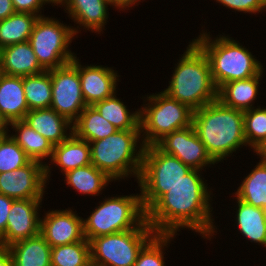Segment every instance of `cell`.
Returning <instances> with one entry per match:
<instances>
[{"label": "cell", "mask_w": 266, "mask_h": 266, "mask_svg": "<svg viewBox=\"0 0 266 266\" xmlns=\"http://www.w3.org/2000/svg\"><path fill=\"white\" fill-rule=\"evenodd\" d=\"M200 171L192 169L146 211V221L156 234L177 235L186 228L211 240L217 233L211 214L212 191Z\"/></svg>", "instance_id": "6da1fadb"}, {"label": "cell", "mask_w": 266, "mask_h": 266, "mask_svg": "<svg viewBox=\"0 0 266 266\" xmlns=\"http://www.w3.org/2000/svg\"><path fill=\"white\" fill-rule=\"evenodd\" d=\"M192 126L217 163L247 146L244 111L227 107L218 99L193 112Z\"/></svg>", "instance_id": "7a4b0ae2"}, {"label": "cell", "mask_w": 266, "mask_h": 266, "mask_svg": "<svg viewBox=\"0 0 266 266\" xmlns=\"http://www.w3.org/2000/svg\"><path fill=\"white\" fill-rule=\"evenodd\" d=\"M180 58L163 92L193 111L217 100L210 63L202 49L192 40Z\"/></svg>", "instance_id": "3957f363"}, {"label": "cell", "mask_w": 266, "mask_h": 266, "mask_svg": "<svg viewBox=\"0 0 266 266\" xmlns=\"http://www.w3.org/2000/svg\"><path fill=\"white\" fill-rule=\"evenodd\" d=\"M210 33H202L193 41L206 54L211 76L217 90L225 83L248 79L263 71V65L238 41L223 35L211 39Z\"/></svg>", "instance_id": "277c9868"}, {"label": "cell", "mask_w": 266, "mask_h": 266, "mask_svg": "<svg viewBox=\"0 0 266 266\" xmlns=\"http://www.w3.org/2000/svg\"><path fill=\"white\" fill-rule=\"evenodd\" d=\"M140 139L141 130H118L104 139L89 142L91 164L113 181L134 175L138 182L145 148Z\"/></svg>", "instance_id": "5b68a950"}, {"label": "cell", "mask_w": 266, "mask_h": 266, "mask_svg": "<svg viewBox=\"0 0 266 266\" xmlns=\"http://www.w3.org/2000/svg\"><path fill=\"white\" fill-rule=\"evenodd\" d=\"M99 204L83 219L84 237L89 242L98 236L135 229L146 219L141 194L108 196Z\"/></svg>", "instance_id": "8992f818"}, {"label": "cell", "mask_w": 266, "mask_h": 266, "mask_svg": "<svg viewBox=\"0 0 266 266\" xmlns=\"http://www.w3.org/2000/svg\"><path fill=\"white\" fill-rule=\"evenodd\" d=\"M192 168L156 145L146 146L138 179L141 202L146 212L163 194L178 183Z\"/></svg>", "instance_id": "52a82bcc"}, {"label": "cell", "mask_w": 266, "mask_h": 266, "mask_svg": "<svg viewBox=\"0 0 266 266\" xmlns=\"http://www.w3.org/2000/svg\"><path fill=\"white\" fill-rule=\"evenodd\" d=\"M149 103L140 110L141 141L144 146L155 145L167 134L192 126L193 110L172 99L165 92L144 97ZM145 105V106H144Z\"/></svg>", "instance_id": "ba28073f"}, {"label": "cell", "mask_w": 266, "mask_h": 266, "mask_svg": "<svg viewBox=\"0 0 266 266\" xmlns=\"http://www.w3.org/2000/svg\"><path fill=\"white\" fill-rule=\"evenodd\" d=\"M80 27L67 26L55 18L40 16L29 37L38 62L45 70L62 67L76 57L69 49Z\"/></svg>", "instance_id": "9c48e42d"}, {"label": "cell", "mask_w": 266, "mask_h": 266, "mask_svg": "<svg viewBox=\"0 0 266 266\" xmlns=\"http://www.w3.org/2000/svg\"><path fill=\"white\" fill-rule=\"evenodd\" d=\"M146 219L135 229L90 241L91 266H134L143 246L155 235Z\"/></svg>", "instance_id": "30bf717a"}, {"label": "cell", "mask_w": 266, "mask_h": 266, "mask_svg": "<svg viewBox=\"0 0 266 266\" xmlns=\"http://www.w3.org/2000/svg\"><path fill=\"white\" fill-rule=\"evenodd\" d=\"M79 61L75 57L72 62L49 70L52 83L50 108L72 124L87 106L82 95L79 79Z\"/></svg>", "instance_id": "8fae6325"}, {"label": "cell", "mask_w": 266, "mask_h": 266, "mask_svg": "<svg viewBox=\"0 0 266 266\" xmlns=\"http://www.w3.org/2000/svg\"><path fill=\"white\" fill-rule=\"evenodd\" d=\"M164 153L175 156L192 169L204 170L218 164L198 138L193 126L175 130L155 144Z\"/></svg>", "instance_id": "7c38bea8"}, {"label": "cell", "mask_w": 266, "mask_h": 266, "mask_svg": "<svg viewBox=\"0 0 266 266\" xmlns=\"http://www.w3.org/2000/svg\"><path fill=\"white\" fill-rule=\"evenodd\" d=\"M46 183L45 165L37 161L0 173V193L14 200L43 199Z\"/></svg>", "instance_id": "4fadbf2b"}, {"label": "cell", "mask_w": 266, "mask_h": 266, "mask_svg": "<svg viewBox=\"0 0 266 266\" xmlns=\"http://www.w3.org/2000/svg\"><path fill=\"white\" fill-rule=\"evenodd\" d=\"M41 203L42 199L13 200L5 233L0 237V246L8 247L16 241L40 234L41 217L38 211Z\"/></svg>", "instance_id": "5bb4252c"}, {"label": "cell", "mask_w": 266, "mask_h": 266, "mask_svg": "<svg viewBox=\"0 0 266 266\" xmlns=\"http://www.w3.org/2000/svg\"><path fill=\"white\" fill-rule=\"evenodd\" d=\"M40 235L51 248L82 241L85 239L83 218L70 208L49 210L40 219Z\"/></svg>", "instance_id": "9a60e30c"}, {"label": "cell", "mask_w": 266, "mask_h": 266, "mask_svg": "<svg viewBox=\"0 0 266 266\" xmlns=\"http://www.w3.org/2000/svg\"><path fill=\"white\" fill-rule=\"evenodd\" d=\"M112 67L102 65L82 66L79 62V79L87 106L111 97L117 89L119 75Z\"/></svg>", "instance_id": "2e32d148"}, {"label": "cell", "mask_w": 266, "mask_h": 266, "mask_svg": "<svg viewBox=\"0 0 266 266\" xmlns=\"http://www.w3.org/2000/svg\"><path fill=\"white\" fill-rule=\"evenodd\" d=\"M0 68L2 74L21 77L45 71L38 62L29 41L0 49Z\"/></svg>", "instance_id": "e0dca14e"}, {"label": "cell", "mask_w": 266, "mask_h": 266, "mask_svg": "<svg viewBox=\"0 0 266 266\" xmlns=\"http://www.w3.org/2000/svg\"><path fill=\"white\" fill-rule=\"evenodd\" d=\"M109 5L111 6L109 0H65L62 7H65L68 17L74 23L84 26L85 30H91V33L100 34L109 17Z\"/></svg>", "instance_id": "ac0fdd59"}, {"label": "cell", "mask_w": 266, "mask_h": 266, "mask_svg": "<svg viewBox=\"0 0 266 266\" xmlns=\"http://www.w3.org/2000/svg\"><path fill=\"white\" fill-rule=\"evenodd\" d=\"M23 121L53 145L65 141L73 130L72 123L51 108L30 110Z\"/></svg>", "instance_id": "d6986e66"}, {"label": "cell", "mask_w": 266, "mask_h": 266, "mask_svg": "<svg viewBox=\"0 0 266 266\" xmlns=\"http://www.w3.org/2000/svg\"><path fill=\"white\" fill-rule=\"evenodd\" d=\"M9 126L16 133L15 135L11 134V137L24 150L27 156L32 161H37L45 165V178L47 182L50 179V170L52 167H50V164L48 166V163L46 164V162L44 163L42 161L43 159H51L54 145L23 120L13 121L9 123Z\"/></svg>", "instance_id": "ffe728a7"}, {"label": "cell", "mask_w": 266, "mask_h": 266, "mask_svg": "<svg viewBox=\"0 0 266 266\" xmlns=\"http://www.w3.org/2000/svg\"><path fill=\"white\" fill-rule=\"evenodd\" d=\"M29 111L23 89V77L0 76V113L9 122L23 120Z\"/></svg>", "instance_id": "44dd1931"}, {"label": "cell", "mask_w": 266, "mask_h": 266, "mask_svg": "<svg viewBox=\"0 0 266 266\" xmlns=\"http://www.w3.org/2000/svg\"><path fill=\"white\" fill-rule=\"evenodd\" d=\"M265 71L248 79L223 84L217 90V99L225 106L246 111L252 109L257 99L259 81Z\"/></svg>", "instance_id": "7402d4cb"}, {"label": "cell", "mask_w": 266, "mask_h": 266, "mask_svg": "<svg viewBox=\"0 0 266 266\" xmlns=\"http://www.w3.org/2000/svg\"><path fill=\"white\" fill-rule=\"evenodd\" d=\"M51 162L61 168L62 174L91 164L89 142L77 138L73 133L60 144L54 145Z\"/></svg>", "instance_id": "603a6c76"}, {"label": "cell", "mask_w": 266, "mask_h": 266, "mask_svg": "<svg viewBox=\"0 0 266 266\" xmlns=\"http://www.w3.org/2000/svg\"><path fill=\"white\" fill-rule=\"evenodd\" d=\"M14 266H51V247L39 234L8 246Z\"/></svg>", "instance_id": "cb8c5ba5"}, {"label": "cell", "mask_w": 266, "mask_h": 266, "mask_svg": "<svg viewBox=\"0 0 266 266\" xmlns=\"http://www.w3.org/2000/svg\"><path fill=\"white\" fill-rule=\"evenodd\" d=\"M236 200L235 221L240 234L266 248V209L254 207L238 198Z\"/></svg>", "instance_id": "d4e9b609"}, {"label": "cell", "mask_w": 266, "mask_h": 266, "mask_svg": "<svg viewBox=\"0 0 266 266\" xmlns=\"http://www.w3.org/2000/svg\"><path fill=\"white\" fill-rule=\"evenodd\" d=\"M72 133L87 142L101 140L115 133L118 129L97 111L94 106H86L72 124Z\"/></svg>", "instance_id": "484cf974"}, {"label": "cell", "mask_w": 266, "mask_h": 266, "mask_svg": "<svg viewBox=\"0 0 266 266\" xmlns=\"http://www.w3.org/2000/svg\"><path fill=\"white\" fill-rule=\"evenodd\" d=\"M65 182L82 195L98 196L113 181L106 173L90 164L63 174ZM107 185V186H106Z\"/></svg>", "instance_id": "4316f807"}, {"label": "cell", "mask_w": 266, "mask_h": 266, "mask_svg": "<svg viewBox=\"0 0 266 266\" xmlns=\"http://www.w3.org/2000/svg\"><path fill=\"white\" fill-rule=\"evenodd\" d=\"M116 92L111 96L95 103L93 106L97 109L104 119L108 120L118 130H141L140 128V110L131 113L116 96Z\"/></svg>", "instance_id": "83f0119b"}, {"label": "cell", "mask_w": 266, "mask_h": 266, "mask_svg": "<svg viewBox=\"0 0 266 266\" xmlns=\"http://www.w3.org/2000/svg\"><path fill=\"white\" fill-rule=\"evenodd\" d=\"M38 18V15L15 12L8 18L0 20V49L29 41Z\"/></svg>", "instance_id": "f1b7e54d"}, {"label": "cell", "mask_w": 266, "mask_h": 266, "mask_svg": "<svg viewBox=\"0 0 266 266\" xmlns=\"http://www.w3.org/2000/svg\"><path fill=\"white\" fill-rule=\"evenodd\" d=\"M235 197L257 208L266 209V163L259 161L245 176Z\"/></svg>", "instance_id": "f546056e"}, {"label": "cell", "mask_w": 266, "mask_h": 266, "mask_svg": "<svg viewBox=\"0 0 266 266\" xmlns=\"http://www.w3.org/2000/svg\"><path fill=\"white\" fill-rule=\"evenodd\" d=\"M24 95L30 110L50 108L52 83L49 70L23 77Z\"/></svg>", "instance_id": "4dcf8cb0"}, {"label": "cell", "mask_w": 266, "mask_h": 266, "mask_svg": "<svg viewBox=\"0 0 266 266\" xmlns=\"http://www.w3.org/2000/svg\"><path fill=\"white\" fill-rule=\"evenodd\" d=\"M51 266H91L90 242L84 239L52 247Z\"/></svg>", "instance_id": "1f68e13d"}, {"label": "cell", "mask_w": 266, "mask_h": 266, "mask_svg": "<svg viewBox=\"0 0 266 266\" xmlns=\"http://www.w3.org/2000/svg\"><path fill=\"white\" fill-rule=\"evenodd\" d=\"M244 111V133L254 151L266 141V108L257 106Z\"/></svg>", "instance_id": "d6a6232c"}, {"label": "cell", "mask_w": 266, "mask_h": 266, "mask_svg": "<svg viewBox=\"0 0 266 266\" xmlns=\"http://www.w3.org/2000/svg\"><path fill=\"white\" fill-rule=\"evenodd\" d=\"M174 234H155L140 250L134 266H165L164 249L174 239Z\"/></svg>", "instance_id": "836d02e7"}, {"label": "cell", "mask_w": 266, "mask_h": 266, "mask_svg": "<svg viewBox=\"0 0 266 266\" xmlns=\"http://www.w3.org/2000/svg\"><path fill=\"white\" fill-rule=\"evenodd\" d=\"M30 161L31 159L10 134L0 138V173L21 168Z\"/></svg>", "instance_id": "e575fe53"}, {"label": "cell", "mask_w": 266, "mask_h": 266, "mask_svg": "<svg viewBox=\"0 0 266 266\" xmlns=\"http://www.w3.org/2000/svg\"><path fill=\"white\" fill-rule=\"evenodd\" d=\"M221 5L228 9L235 10V12H244L249 14H256L262 11H266V7L260 0H216Z\"/></svg>", "instance_id": "d590c367"}, {"label": "cell", "mask_w": 266, "mask_h": 266, "mask_svg": "<svg viewBox=\"0 0 266 266\" xmlns=\"http://www.w3.org/2000/svg\"><path fill=\"white\" fill-rule=\"evenodd\" d=\"M12 3L16 12L44 16L40 11L46 4L43 0H12Z\"/></svg>", "instance_id": "8d00e7d4"}, {"label": "cell", "mask_w": 266, "mask_h": 266, "mask_svg": "<svg viewBox=\"0 0 266 266\" xmlns=\"http://www.w3.org/2000/svg\"><path fill=\"white\" fill-rule=\"evenodd\" d=\"M12 198L0 193V237L5 233L8 215L13 203Z\"/></svg>", "instance_id": "74e56055"}, {"label": "cell", "mask_w": 266, "mask_h": 266, "mask_svg": "<svg viewBox=\"0 0 266 266\" xmlns=\"http://www.w3.org/2000/svg\"><path fill=\"white\" fill-rule=\"evenodd\" d=\"M15 12L12 0H0V20L8 18Z\"/></svg>", "instance_id": "f35d334b"}, {"label": "cell", "mask_w": 266, "mask_h": 266, "mask_svg": "<svg viewBox=\"0 0 266 266\" xmlns=\"http://www.w3.org/2000/svg\"><path fill=\"white\" fill-rule=\"evenodd\" d=\"M0 266H14L13 258L8 247L0 246Z\"/></svg>", "instance_id": "ab89813d"}, {"label": "cell", "mask_w": 266, "mask_h": 266, "mask_svg": "<svg viewBox=\"0 0 266 266\" xmlns=\"http://www.w3.org/2000/svg\"><path fill=\"white\" fill-rule=\"evenodd\" d=\"M139 2H142L141 0H110L111 6L114 8H118L119 10L123 9L122 11H124L126 8H130L132 7V5L135 6V4L137 5Z\"/></svg>", "instance_id": "60d3db41"}, {"label": "cell", "mask_w": 266, "mask_h": 266, "mask_svg": "<svg viewBox=\"0 0 266 266\" xmlns=\"http://www.w3.org/2000/svg\"><path fill=\"white\" fill-rule=\"evenodd\" d=\"M7 126H9V122L0 113V138H3L8 135V131L10 130H8Z\"/></svg>", "instance_id": "b9f144b4"}, {"label": "cell", "mask_w": 266, "mask_h": 266, "mask_svg": "<svg viewBox=\"0 0 266 266\" xmlns=\"http://www.w3.org/2000/svg\"><path fill=\"white\" fill-rule=\"evenodd\" d=\"M253 152H255L259 156V158L261 159L260 161L266 163V141Z\"/></svg>", "instance_id": "7bdbcfd3"}, {"label": "cell", "mask_w": 266, "mask_h": 266, "mask_svg": "<svg viewBox=\"0 0 266 266\" xmlns=\"http://www.w3.org/2000/svg\"><path fill=\"white\" fill-rule=\"evenodd\" d=\"M46 4H49V3H51V5L52 4H54V5H57V6H59V4H60V6L62 5H64V3H65V0H43Z\"/></svg>", "instance_id": "ee69618b"}, {"label": "cell", "mask_w": 266, "mask_h": 266, "mask_svg": "<svg viewBox=\"0 0 266 266\" xmlns=\"http://www.w3.org/2000/svg\"><path fill=\"white\" fill-rule=\"evenodd\" d=\"M260 1L266 7V0H260Z\"/></svg>", "instance_id": "f6af8a7d"}]
</instances>
